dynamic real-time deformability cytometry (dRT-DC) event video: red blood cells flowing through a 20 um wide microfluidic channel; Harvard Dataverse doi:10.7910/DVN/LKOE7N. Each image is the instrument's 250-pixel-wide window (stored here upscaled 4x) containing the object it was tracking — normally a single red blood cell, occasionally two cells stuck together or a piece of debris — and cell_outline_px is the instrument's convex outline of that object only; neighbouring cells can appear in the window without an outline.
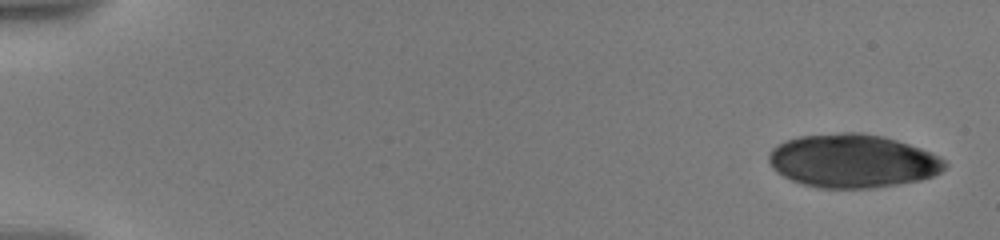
{"species": "human", "species_latin": "Homo sapiens", "temperature_condition": "warm", "stored_images_in_passage": 32, "camera_frame_rate_fps": 3000, "um_per_image_px": 0.085, "donor": {"sex": "male"}, "frame": {"image": 1, "passage_image": 1, "time_ms": 0.0, "image_size_px": [1000, 240], "cell_outline_px": [[948, 164], [940, 172], [932, 176], [920, 180], [900, 184], [876, 188], [816, 188], [792, 180], [776, 172], [772, 168], [768, 160], [768, 152], [776, 144], [800, 136], [840, 132], [860, 132], [880, 136], [896, 140], [932, 152], [940, 156]], "centroid_in_image_um": [72.46, 13.68], "position_along_channel_um": 12.5, "area_um2": 55.08}}
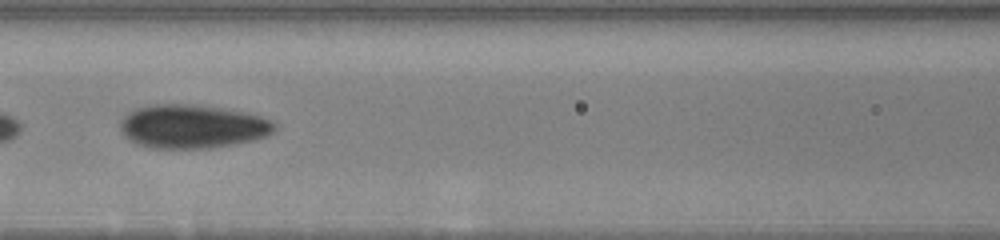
{"frame": {"image": 2, "passage_image": 22, "time_ms": 8.667, "image_size_px": [1000, 240], "cell_outline_px": [[276, 128], [268, 136], [252, 140], [232, 144], [208, 148], [152, 148], [136, 144], [124, 136], [120, 128], [120, 120], [128, 112], [136, 108], [148, 104], [200, 104], [252, 112], [272, 120], [276, 124]], "centroid_in_image_um": [16.37, 10.72], "position_along_channel_um": 150.2, "area_um2": 39.94}}
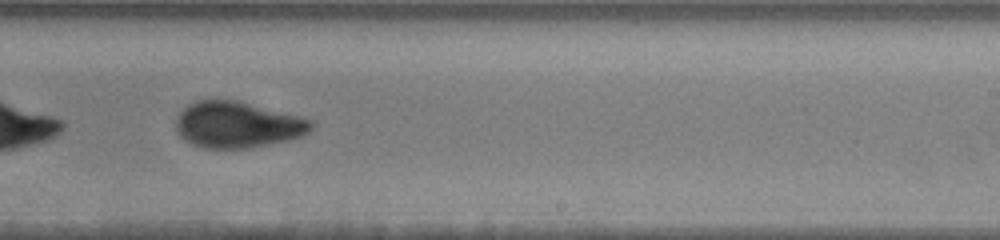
{"frame": {"image": 3, "passage_image": 30, "time_ms": 12.0, "image_size_px": [1000, 240], "cell_outline_px": [[316, 124], [304, 136], [288, 140], [248, 148], [204, 148], [192, 144], [184, 140], [176, 132], [176, 116], [188, 104], [196, 100], [236, 100], [300, 116], [312, 120]], "centroid_in_image_um": [20.18, 10.6], "position_along_channel_um": 268.8, "area_um2": 36.59}}